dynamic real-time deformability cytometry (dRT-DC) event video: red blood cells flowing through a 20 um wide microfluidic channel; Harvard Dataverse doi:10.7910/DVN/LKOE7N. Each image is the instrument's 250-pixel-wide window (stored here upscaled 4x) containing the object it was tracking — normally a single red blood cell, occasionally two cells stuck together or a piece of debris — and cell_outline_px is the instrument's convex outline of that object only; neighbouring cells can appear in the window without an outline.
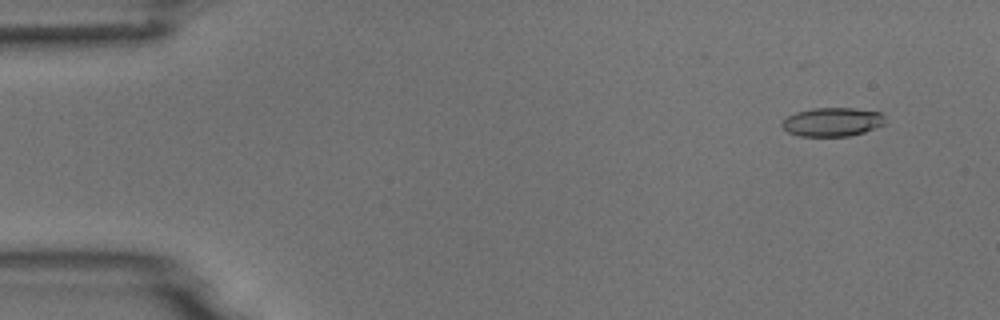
{"species": "common noctule bat (a hibernating species)", "species_latin": "Nyctalus noctula", "temperature_condition": "room temperature", "stored_images_in_passage": 5, "camera_frame_rate_fps": 3000, "um_per_image_px": 0.085, "animal": {"sex": "male", "body_mass_g": 18.8}, "frame": {"image": 1, "passage_image": 2, "time_ms": 1.0, "image_size_px": [1000, 320], "cell_outline_px": [[884, 124], [876, 128], [864, 132], [848, 136], [800, 136], [788, 132], [780, 124], [788, 116], [796, 112], [812, 108], [852, 108], [880, 112], [884, 116]], "centroid_in_image_um": [70.75, 10.36], "position_along_channel_um": 14.3, "area_um2": 17.22}}
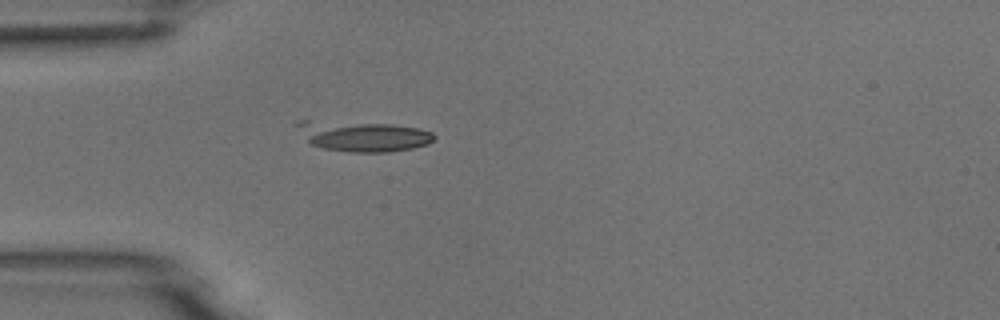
{"frame": {"image": 2, "passage_image": 5, "time_ms": 4.667, "image_size_px": [1000, 320], "cell_outline_px": [[436, 136], [428, 144], [412, 148], [388, 152], [348, 152], [324, 148], [312, 144], [292, 124], [296, 120], [308, 120], [392, 124], [420, 128], [432, 132]], "centroid_in_image_um": [30.83, 11.56], "position_along_channel_um": 54.2, "area_um2": 24.33}}